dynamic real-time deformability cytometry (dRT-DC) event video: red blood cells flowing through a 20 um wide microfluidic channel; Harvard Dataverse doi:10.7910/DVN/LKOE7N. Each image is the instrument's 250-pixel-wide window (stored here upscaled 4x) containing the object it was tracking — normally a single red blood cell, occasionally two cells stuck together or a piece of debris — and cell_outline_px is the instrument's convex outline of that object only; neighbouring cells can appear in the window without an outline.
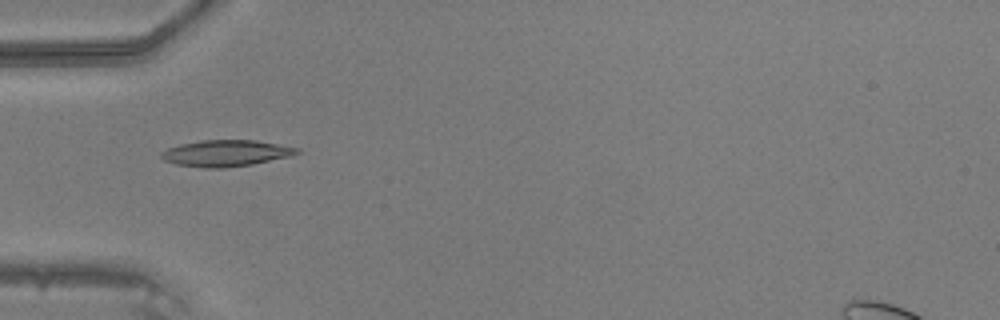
{"species": "common noctule bat (a hibernating species)", "species_latin": "Nyctalus noctula", "temperature_condition": "warm", "stored_images_in_passage": 33, "camera_frame_rate_fps": 3000, "um_per_image_px": 0.085, "animal": {"sex": "male", "body_mass_g": 20.5, "forearm_length_mm": 52.5}, "frame": {"image": 1, "passage_image": 1, "time_ms": 0.0, "image_size_px": [1000, 320], "cell_outline_px": [[300, 152], [292, 156], [252, 164], [224, 168], [208, 168], [176, 164], [164, 160], [160, 156], [160, 152], [168, 148], [180, 144], [200, 140], [256, 140], [300, 148]], "centroid_in_image_um": [19.21, 13.02], "position_along_channel_um": 65.8, "area_um2": 20.87}}
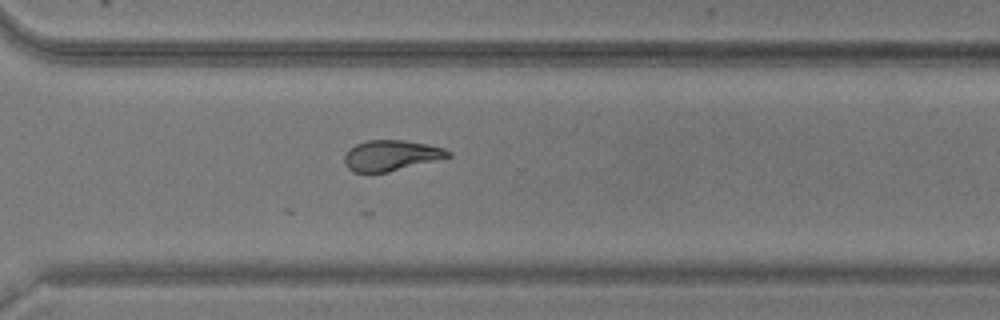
{"frame": {"image": 2, "passage_image": 20, "time_ms": 6.333, "image_size_px": [1000, 320], "cell_outline_px": [[452, 156], [388, 172], [352, 172], [344, 164], [344, 156], [356, 144], [368, 140], [404, 140], [444, 148], [452, 152]], "centroid_in_image_um": [33.24, 13.22], "position_along_channel_um": 337.4, "area_um2": 18.26}}
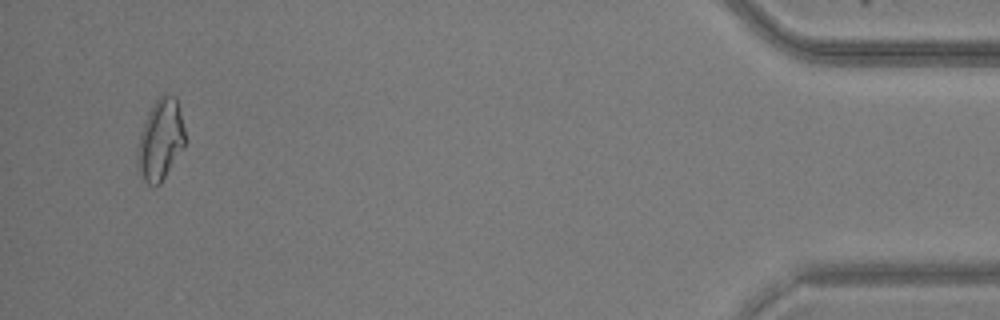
{"frame": {"image": 3, "passage_image": 31, "time_ms": 10.0, "image_size_px": [1000, 320], "cell_outline_px": [[184, 144], [160, 184], [148, 184], [144, 180], [136, 164], [136, 156], [140, 136], [148, 112], [156, 100], [160, 96], [176, 96], [184, 128]], "centroid_in_image_um": [13.62, 11.88], "position_along_channel_um": 421.6, "area_um2": 21.68}}